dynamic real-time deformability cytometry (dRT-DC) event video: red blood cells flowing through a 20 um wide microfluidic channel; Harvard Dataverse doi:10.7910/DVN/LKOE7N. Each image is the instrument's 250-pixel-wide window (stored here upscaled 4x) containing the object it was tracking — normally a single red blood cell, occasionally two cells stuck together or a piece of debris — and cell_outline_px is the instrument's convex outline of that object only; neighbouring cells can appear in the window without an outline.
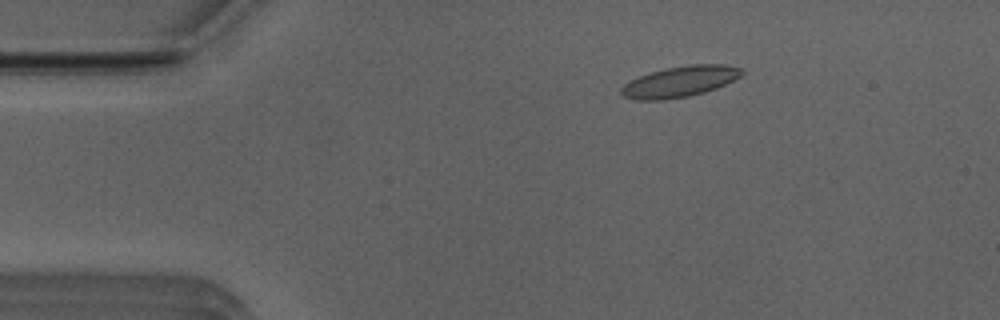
{"species": "Egyptian fruit bat (a non-hibernating species)", "species_latin": "Rousettus aegyptiacus", "temperature_condition": "room temperature", "stored_images_in_passage": 52, "camera_frame_rate_fps": 3000, "um_per_image_px": 0.085, "animal": {"sex": "male"}, "frame": {"image": 1, "passage_image": 9, "time_ms": 2.667, "image_size_px": [1000, 320], "cell_outline_px": [[744, 72], [740, 76], [716, 88], [704, 92], [688, 96], [664, 100], [636, 100], [624, 96], [620, 92], [620, 88], [624, 84], [640, 76], [664, 68], [692, 64], [724, 64], [740, 68]], "centroid_in_image_um": [57.77, 6.94], "position_along_channel_um": 27.2, "area_um2": 21.44}}
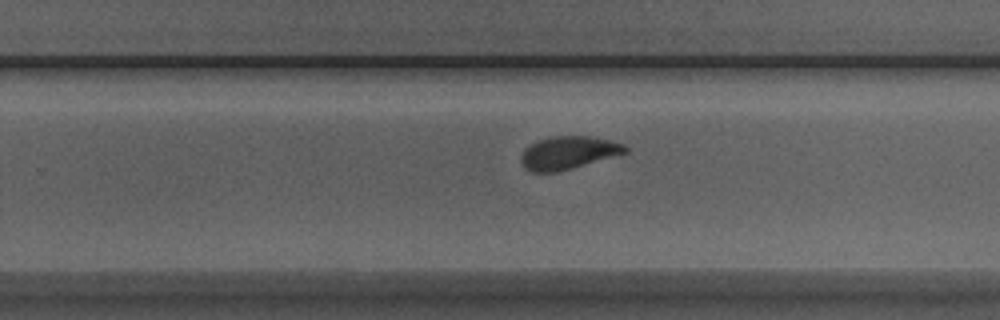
{"frame": {"image": 2, "passage_image": 33, "time_ms": 10.667, "image_size_px": [1000, 320], "cell_outline_px": [[628, 152], [572, 168], [556, 172], [532, 172], [524, 168], [520, 160], [520, 156], [524, 148], [548, 136], [588, 136], [612, 140], [624, 144], [628, 148]], "centroid_in_image_um": [48.29, 12.98], "position_along_channel_um": 281.5, "area_um2": 20.0}}
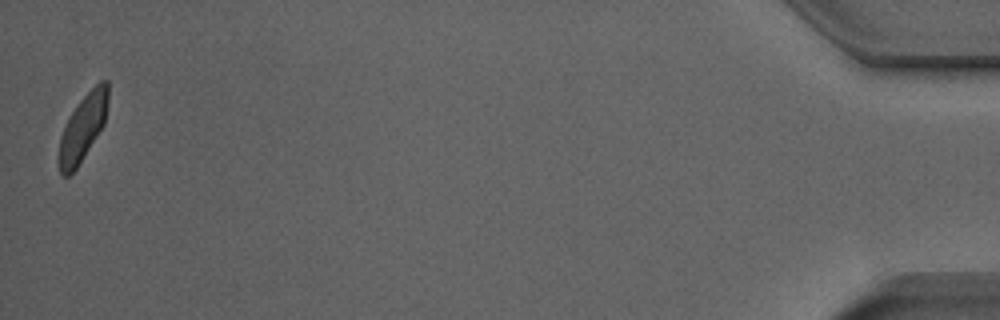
{"frame": {"image": 3, "passage_image": 52, "time_ms": 17.0, "image_size_px": [1000, 320], "cell_outline_px": [[108, 100], [104, 124], [76, 168], [68, 176], [64, 176], [60, 172], [60, 136], [72, 112], [80, 100], [100, 80], [108, 80]], "centroid_in_image_um": [7.07, 10.8], "position_along_channel_um": 428.1, "area_um2": 18.32}, "authors_computed_cell_mechanics": {"area_um2": 20.4323, "velocity_mm_per_s": 3.913, "shape_relaxation_time_tau1_ms": 4.5329, "shape_relaxation_time_tau2_ms": 0.836, "deformation_change_tau1": 0.1407, "deformation_change_tau2": 0.0746}}